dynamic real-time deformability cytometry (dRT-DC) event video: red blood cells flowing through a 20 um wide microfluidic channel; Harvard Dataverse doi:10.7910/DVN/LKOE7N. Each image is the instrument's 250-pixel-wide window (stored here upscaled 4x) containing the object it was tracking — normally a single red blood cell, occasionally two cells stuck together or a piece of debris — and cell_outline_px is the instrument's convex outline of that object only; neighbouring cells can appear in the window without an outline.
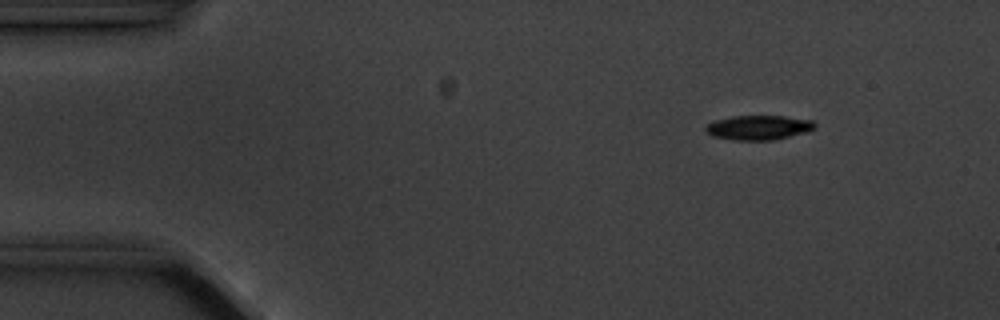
{"species": "common noctule bat (a hibernating species)", "species_latin": "Nyctalus noctula", "temperature_condition": "cold", "stored_images_in_passage": 6, "camera_frame_rate_fps": 3000, "um_per_image_px": 0.085, "animal": {"sex": "male", "body_mass_g": 20.1, "forearm_length_mm": 53.5}, "frame": {"image": 1, "passage_image": 2, "time_ms": 1.0, "image_size_px": [1000, 320], "cell_outline_px": [[816, 128], [808, 132], [772, 140], [732, 140], [712, 136], [704, 132], [704, 128], [708, 124], [716, 120], [732, 116], [784, 116], [812, 120], [816, 124]], "centroid_in_image_um": [64.48, 10.85], "position_along_channel_um": 20.5, "area_um2": 15.72}}